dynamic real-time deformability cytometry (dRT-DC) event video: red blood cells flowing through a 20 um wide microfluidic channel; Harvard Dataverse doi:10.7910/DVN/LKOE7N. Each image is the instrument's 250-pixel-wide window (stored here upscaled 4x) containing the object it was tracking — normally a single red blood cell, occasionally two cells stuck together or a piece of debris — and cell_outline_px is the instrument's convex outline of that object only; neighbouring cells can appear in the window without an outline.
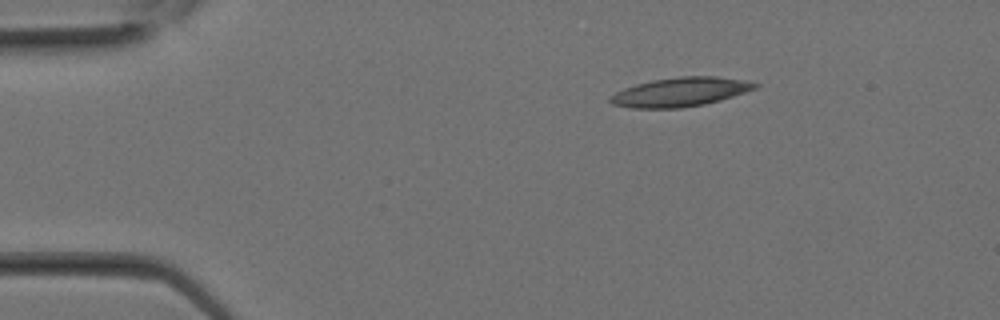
{"species": "Egyptian fruit bat (a non-hibernating species)", "species_latin": "Rousettus aegyptiacus", "temperature_condition": "room temperature", "stored_images_in_passage": 15, "camera_frame_rate_fps": 3000, "um_per_image_px": 0.085, "animal": {"sex": "female"}, "frame": {"image": 1, "passage_image": 1, "time_ms": 0.0, "image_size_px": [1000, 320], "cell_outline_px": [[760, 84], [756, 88], [720, 100], [704, 104], [680, 108], [632, 108], [612, 104], [608, 100], [608, 96], [624, 88], [636, 84], [652, 80], [680, 76], [716, 76], [744, 80]], "centroid_in_image_um": [57.78, 7.82], "position_along_channel_um": 27.2, "area_um2": 24.45}}
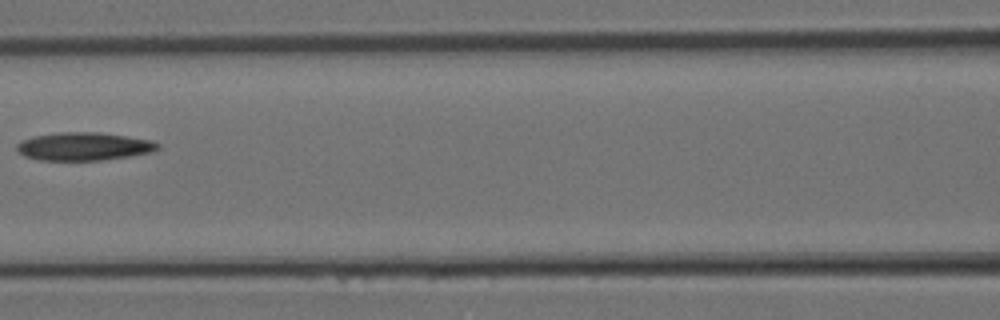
{"frame": {"image": 2, "passage_image": 9, "time_ms": 2.667, "image_size_px": [1000, 320], "cell_outline_px": [[160, 148], [152, 152], [128, 156], [100, 160], [40, 160], [24, 156], [16, 148], [16, 144], [32, 136], [60, 132], [96, 132], [152, 140], [160, 144]], "centroid_in_image_um": [7.13, 12.44], "position_along_channel_um": 159.5, "area_um2": 22.89}}
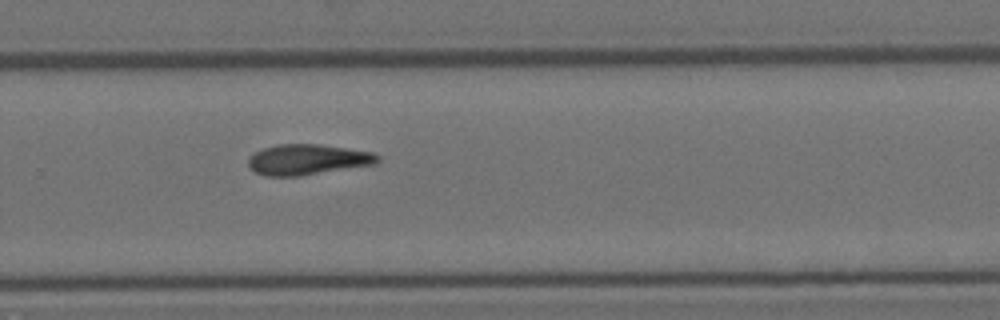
{"frame": {"image": 3, "passage_image": 15, "time_ms": 4.667, "image_size_px": [1000, 320], "cell_outline_px": [[380, 160], [376, 164], [300, 176], [264, 176], [256, 172], [248, 164], [248, 156], [264, 148], [280, 144], [320, 144], [372, 152], [380, 156]], "centroid_in_image_um": [26.16, 13.56], "position_along_channel_um": 303.6, "area_um2": 23.0}}